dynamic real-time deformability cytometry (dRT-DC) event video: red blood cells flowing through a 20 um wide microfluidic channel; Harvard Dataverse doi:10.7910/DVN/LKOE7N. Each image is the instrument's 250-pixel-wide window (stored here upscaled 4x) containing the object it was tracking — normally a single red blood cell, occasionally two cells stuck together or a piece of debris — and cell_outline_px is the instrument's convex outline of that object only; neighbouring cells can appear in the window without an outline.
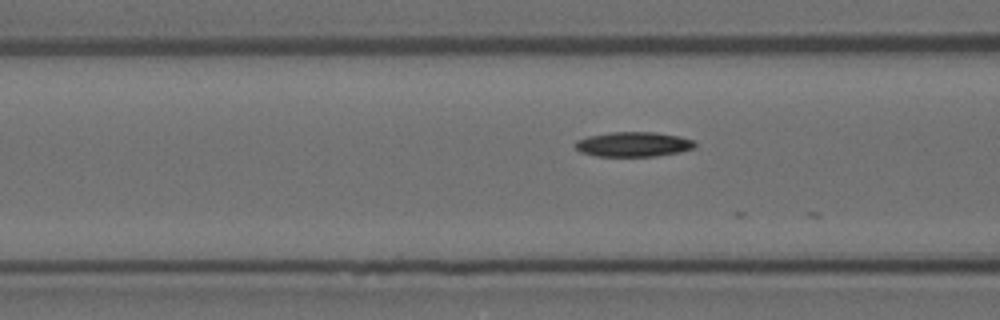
{"species": "Egyptian fruit bat (a non-hibernating species)", "species_latin": "Rousettus aegyptiacus", "temperature_condition": "room temperature", "stored_images_in_passage": 13, "camera_frame_rate_fps": 3000, "um_per_image_px": 0.085, "animal": {"sex": "female"}, "frame": {"image": 1, "passage_image": 11, "time_ms": 3.333, "image_size_px": [1000, 320], "cell_outline_px": [[696, 148], [680, 152], [656, 156], [596, 156], [580, 152], [576, 148], [576, 140], [588, 136], [612, 132], [656, 132], [680, 136], [696, 140]], "centroid_in_image_um": [53.89, 12.26], "position_along_channel_um": 112.7, "area_um2": 17.46}}